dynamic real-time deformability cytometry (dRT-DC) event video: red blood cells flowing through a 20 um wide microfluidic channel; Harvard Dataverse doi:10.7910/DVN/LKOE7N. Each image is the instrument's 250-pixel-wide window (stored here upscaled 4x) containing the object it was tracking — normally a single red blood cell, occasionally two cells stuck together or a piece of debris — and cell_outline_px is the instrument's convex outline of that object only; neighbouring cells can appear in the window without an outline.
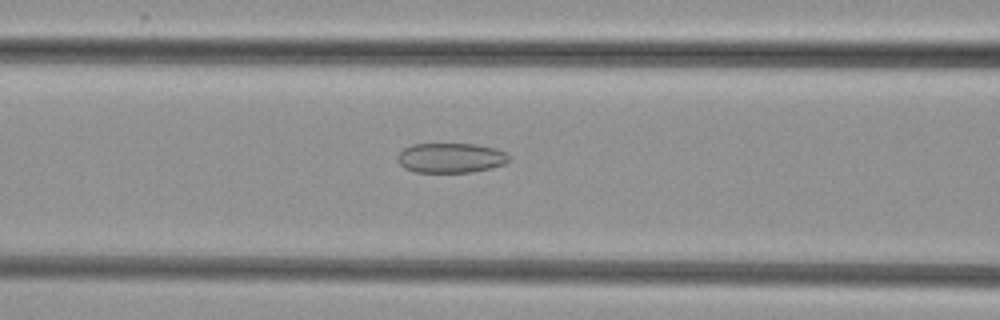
{"species": "common noctule bat (a hibernating species)", "species_latin": "Nyctalus noctula", "temperature_condition": "cold", "stored_images_in_passage": 40, "camera_frame_rate_fps": 3000, "um_per_image_px": 0.085, "animal": {"sex": "female", "body_mass_g": 29.2, "forearm_length_mm": 56.3}, "frame": {"image": 1, "passage_image": 9, "time_ms": 2.667, "image_size_px": [1000, 320], "cell_outline_px": [[508, 160], [504, 164], [472, 172], [416, 172], [404, 168], [396, 160], [396, 156], [404, 148], [412, 144], [476, 144], [496, 148], [504, 152], [508, 156]], "centroid_in_image_um": [38.26, 13.41], "position_along_channel_um": 128.3, "area_um2": 19.31}}
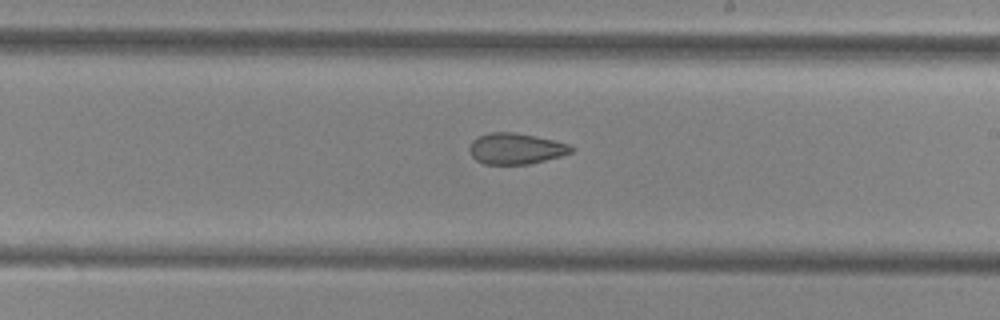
{"frame": {"image": 2, "passage_image": 18, "time_ms": 5.667, "image_size_px": [1000, 320], "cell_outline_px": [[576, 148], [572, 152], [560, 156], [528, 164], [484, 164], [476, 160], [472, 156], [468, 148], [472, 140], [488, 132], [516, 132], [536, 136], [568, 144]], "centroid_in_image_um": [43.83, 12.63], "position_along_channel_um": 245.2, "area_um2": 18.38}}
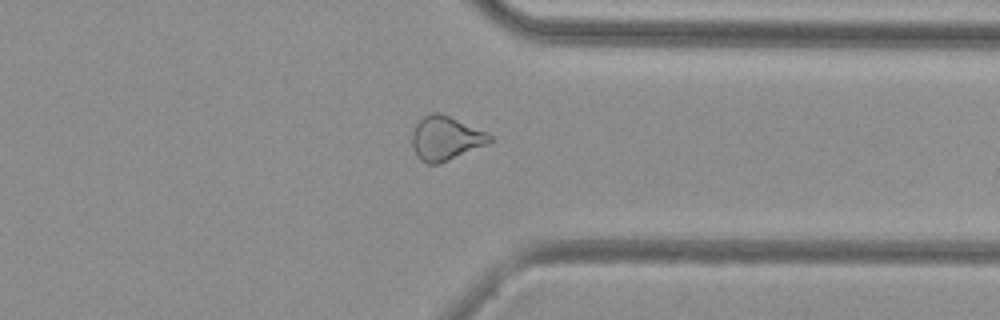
{"frame": {"image": 3, "passage_image": 28, "time_ms": 9.0, "image_size_px": [1000, 320], "cell_outline_px": [[496, 140], [488, 144], [448, 160], [436, 164], [428, 164], [420, 160], [412, 144], [412, 132], [416, 124], [424, 116], [432, 112], [436, 112], [448, 116], [488, 132]], "centroid_in_image_um": [37.91, 11.75], "position_along_channel_um": 373.5, "area_um2": 19.77}}